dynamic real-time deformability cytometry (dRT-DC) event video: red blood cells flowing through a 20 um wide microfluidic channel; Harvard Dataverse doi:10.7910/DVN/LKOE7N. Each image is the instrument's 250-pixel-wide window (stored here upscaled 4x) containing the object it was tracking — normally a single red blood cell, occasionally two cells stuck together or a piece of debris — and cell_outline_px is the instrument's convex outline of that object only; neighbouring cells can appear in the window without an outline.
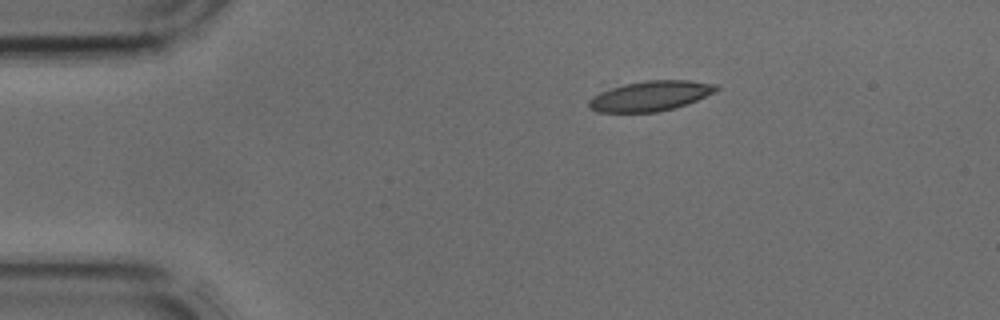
{"species": "common noctule bat (a hibernating species)", "species_latin": "Nyctalus noctula", "temperature_condition": "cold", "stored_images_in_passage": 36, "camera_frame_rate_fps": 3000, "um_per_image_px": 0.085, "animal": {"sex": "male", "body_mass_g": 17.9, "forearm_length_mm": 54.2}, "frame": {"image": 1, "passage_image": 1, "time_ms": 0.0, "image_size_px": [1000, 320], "cell_outline_px": [[720, 88], [716, 92], [688, 104], [656, 112], [596, 112], [588, 108], [588, 100], [592, 96], [600, 92], [624, 84], [648, 80], [688, 80], [720, 84]], "centroid_in_image_um": [55.31, 8.15], "position_along_channel_um": 29.7, "area_um2": 22.48}}
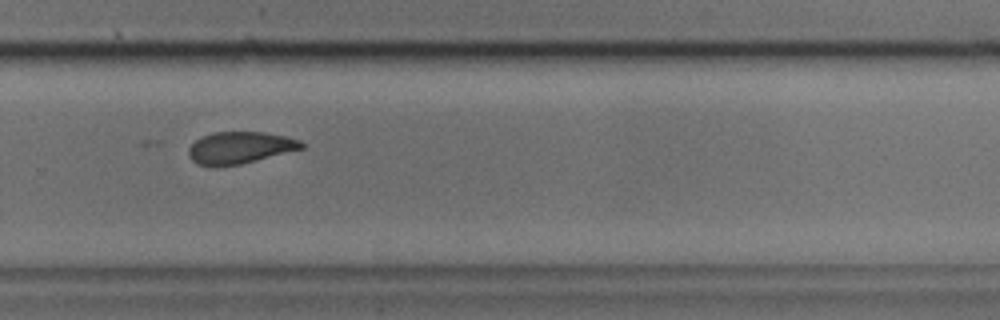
{"frame": {"image": 2, "passage_image": 22, "time_ms": 7.0, "image_size_px": [1000, 320], "cell_outline_px": [[304, 148], [240, 164], [216, 168], [196, 164], [192, 160], [188, 152], [188, 148], [196, 140], [204, 136], [216, 132], [264, 132], [284, 136], [300, 140], [304, 144]], "centroid_in_image_um": [20.36, 12.57], "position_along_channel_um": 309.4, "area_um2": 20.98}}
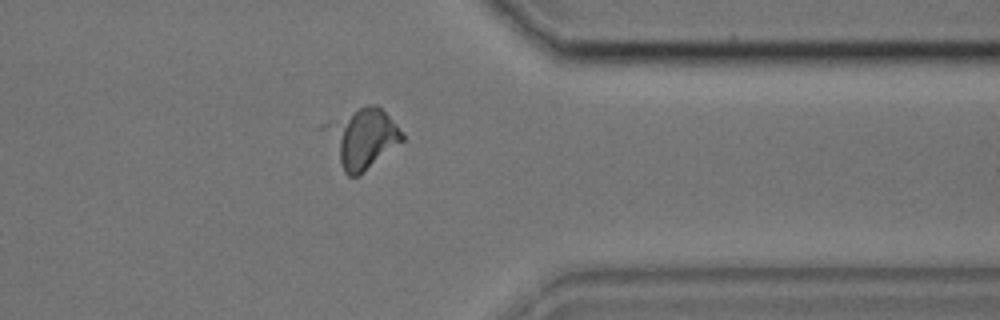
{"frame": {"image": 3, "passage_image": 27, "time_ms": 8.667, "image_size_px": [1000, 320], "cell_outline_px": [[404, 140], [356, 176], [348, 176], [344, 172], [320, 128], [320, 124], [328, 120], [364, 104], [376, 104], [396, 124], [404, 136]], "centroid_in_image_um": [30.7, 11.67], "position_along_channel_um": 380.7, "area_um2": 26.82}}